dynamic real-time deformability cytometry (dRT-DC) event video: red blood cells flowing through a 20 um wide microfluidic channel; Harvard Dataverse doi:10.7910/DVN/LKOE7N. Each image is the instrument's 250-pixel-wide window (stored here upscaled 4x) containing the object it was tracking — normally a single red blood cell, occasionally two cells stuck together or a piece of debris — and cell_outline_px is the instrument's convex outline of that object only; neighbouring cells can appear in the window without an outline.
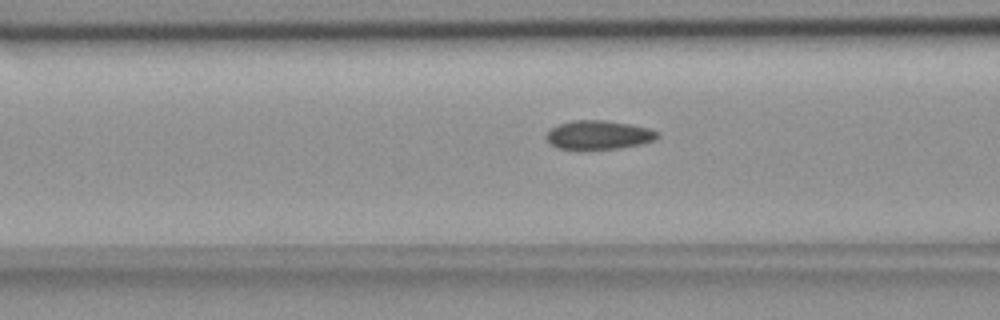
{"species": "common noctule bat (a hibernating species)", "species_latin": "Nyctalus noctula", "temperature_condition": "room temperature", "stored_images_in_passage": 38, "camera_frame_rate_fps": 3000, "um_per_image_px": 0.085, "animal": {"sex": "female", "body_mass_g": 18.4}, "frame": {"image": 1, "passage_image": 4, "time_ms": 1.0, "image_size_px": [1000, 320], "cell_outline_px": [[660, 136], [656, 140], [644, 144], [620, 148], [584, 152], [580, 152], [556, 148], [544, 136], [552, 128], [560, 124], [572, 120], [604, 120], [628, 124], [648, 128], [660, 132]], "centroid_in_image_um": [50.89, 11.52], "position_along_channel_um": 115.7, "area_um2": 19.48}}
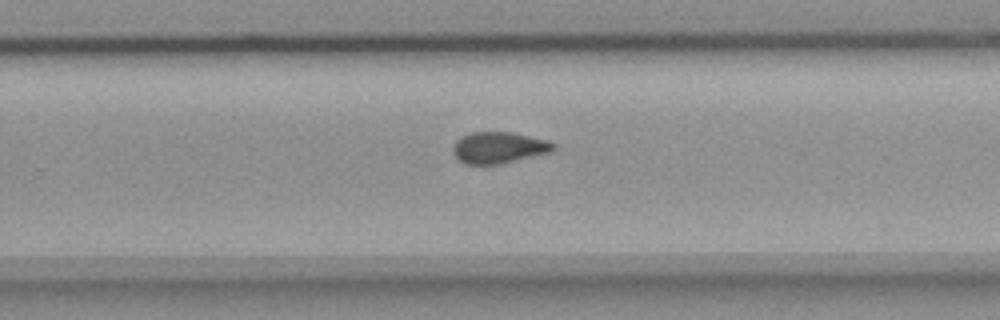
{"frame": {"image": 2, "passage_image": 18, "time_ms": 5.667, "image_size_px": [1000, 320], "cell_outline_px": [[556, 148], [552, 152], [500, 164], [464, 164], [452, 152], [452, 144], [460, 136], [472, 132], [512, 132], [548, 140], [556, 144]], "centroid_in_image_um": [42.4, 12.54], "position_along_channel_um": 287.4, "area_um2": 18.61}}
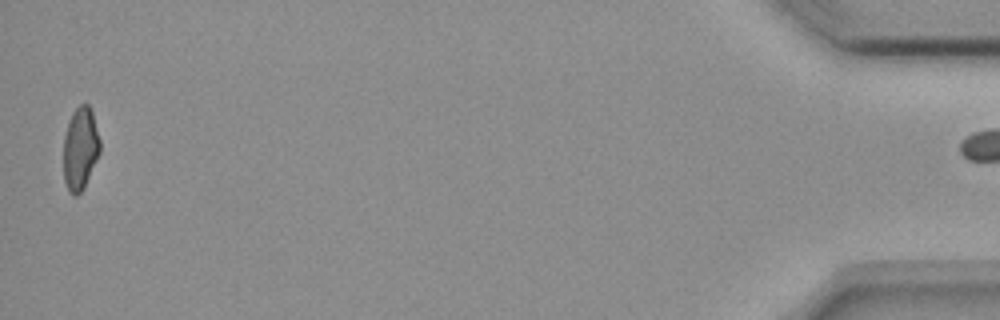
{"frame": {"image": 3, "passage_image": 37, "time_ms": 12.0, "image_size_px": [1000, 320], "cell_outline_px": [[100, 152], [84, 188], [76, 196], [72, 196], [68, 192], [64, 180], [64, 136], [68, 120], [72, 112], [80, 104], [88, 104], [92, 112], [100, 140]], "centroid_in_image_um": [6.81, 12.64], "position_along_channel_um": 428.4, "area_um2": 17.69}}